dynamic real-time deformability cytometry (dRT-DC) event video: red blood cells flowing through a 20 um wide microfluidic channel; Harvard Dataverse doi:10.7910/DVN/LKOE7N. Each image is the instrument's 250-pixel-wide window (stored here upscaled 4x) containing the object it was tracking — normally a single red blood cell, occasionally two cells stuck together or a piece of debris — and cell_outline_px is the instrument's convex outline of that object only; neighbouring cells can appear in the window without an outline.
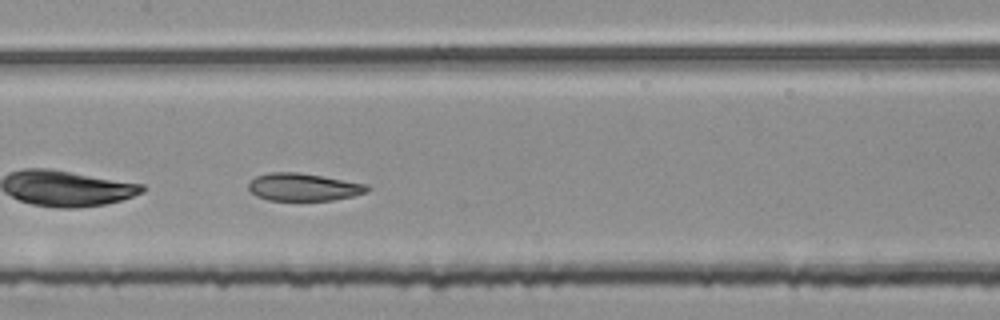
{"species": "common noctule bat (a hibernating species)", "species_latin": "Nyctalus noctula", "temperature_condition": "room temperature", "stored_images_in_passage": 30, "camera_frame_rate_fps": 3000, "um_per_image_px": 0.085, "animal": {"sex": "female", "body_mass_g": 25.1}, "frame": {"image": 1, "passage_image": 13, "time_ms": 4.0, "image_size_px": [1000, 320], "cell_outline_px": [[372, 188], [368, 192], [352, 196], [332, 200], [268, 200], [256, 196], [248, 188], [248, 184], [256, 176], [268, 172], [296, 172], [368, 184]], "centroid_in_image_um": [25.81, 15.9], "position_along_channel_um": 181.6, "area_um2": 19.02}, "authors_computed_cell_mechanics": {"area_um2": 19.7965, "velocity_mm_per_s": 3.7372, "shape_relaxation_time_tau1_ms": null, "shape_relaxation_time_tau2_ms": 1.682, "deformation_change_tau1": null, "deformation_change_tau2": 0.0842}}